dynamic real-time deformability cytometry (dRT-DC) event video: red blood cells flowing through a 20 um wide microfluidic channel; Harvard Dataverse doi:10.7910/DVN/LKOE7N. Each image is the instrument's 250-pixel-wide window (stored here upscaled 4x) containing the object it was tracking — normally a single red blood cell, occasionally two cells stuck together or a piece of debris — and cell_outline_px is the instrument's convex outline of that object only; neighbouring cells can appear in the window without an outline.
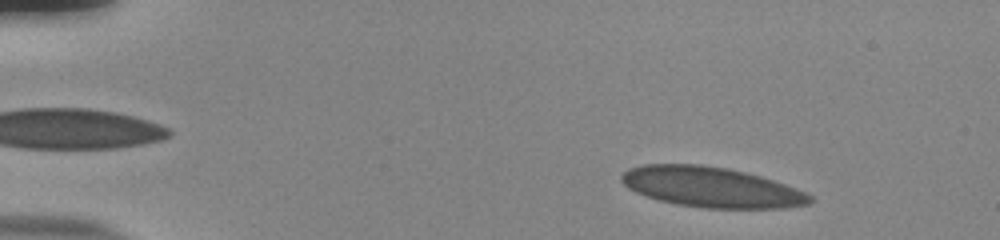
{"species": "human", "species_latin": "Homo sapiens", "temperature_condition": "room temperature", "stored_images_in_passage": 53, "camera_frame_rate_fps": 3000, "um_per_image_px": 0.085, "donor": {"sex": "male"}, "frame": {"image": 1, "passage_image": 6, "time_ms": 1.667, "image_size_px": [1000, 240], "cell_outline_px": [[812, 200], [808, 204], [784, 208], [704, 208], [676, 204], [660, 200], [636, 192], [628, 188], [620, 180], [620, 176], [628, 168], [644, 164], [700, 164], [728, 168], [760, 176], [796, 188], [812, 196]], "centroid_in_image_um": [60.43, 15.9], "position_along_channel_um": 24.6, "area_um2": 44.04}}
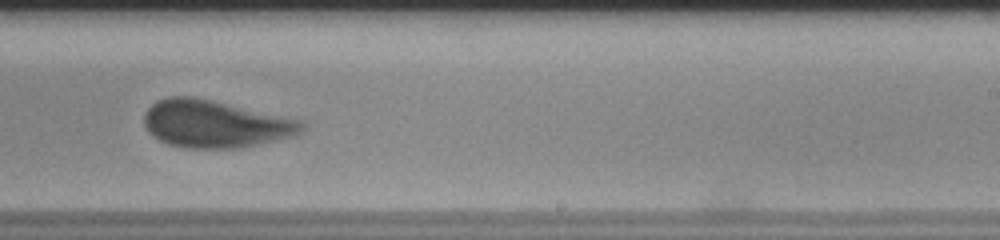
{"frame": {"image": 2, "passage_image": 34, "time_ms": 11.0, "image_size_px": [1000, 240], "cell_outline_px": [[304, 128], [296, 136], [240, 148], [184, 148], [168, 144], [152, 136], [148, 132], [144, 124], [144, 112], [156, 100], [168, 96], [192, 96], [212, 100], [300, 120], [304, 124]], "centroid_in_image_um": [18.25, 10.54], "position_along_channel_um": 270.8, "area_um2": 43.64}}
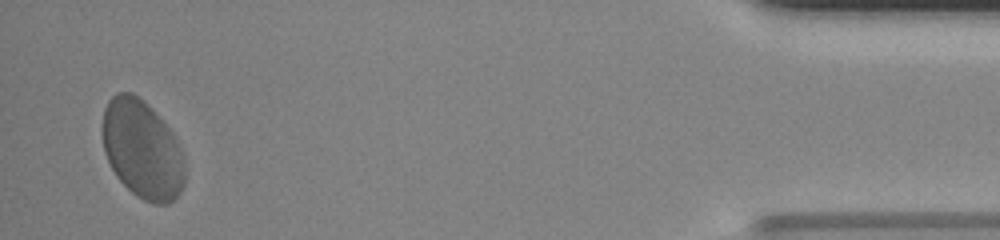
{"frame": {"image": 3, "passage_image": 52, "time_ms": 17.0, "image_size_px": [1000, 240], "cell_outline_px": [[184, 184], [180, 192], [168, 204], [152, 204], [136, 196], [116, 176], [104, 152], [100, 132], [100, 124], [104, 108], [108, 100], [116, 92], [132, 92], [144, 100], [152, 108], [172, 132], [184, 156]], "centroid_in_image_um": [12.05, 12.67], "position_along_channel_um": 423.2, "area_um2": 47.8}, "authors_computed_cell_mechanics": {"area_um2": 44.217, "velocity_mm_per_s": 3.7137, "shape_relaxation_time_tau1_ms": 3.11, "shape_relaxation_time_tau2_ms": null, "deformation_change_tau1": 0.1165, "deformation_change_tau2": null}}